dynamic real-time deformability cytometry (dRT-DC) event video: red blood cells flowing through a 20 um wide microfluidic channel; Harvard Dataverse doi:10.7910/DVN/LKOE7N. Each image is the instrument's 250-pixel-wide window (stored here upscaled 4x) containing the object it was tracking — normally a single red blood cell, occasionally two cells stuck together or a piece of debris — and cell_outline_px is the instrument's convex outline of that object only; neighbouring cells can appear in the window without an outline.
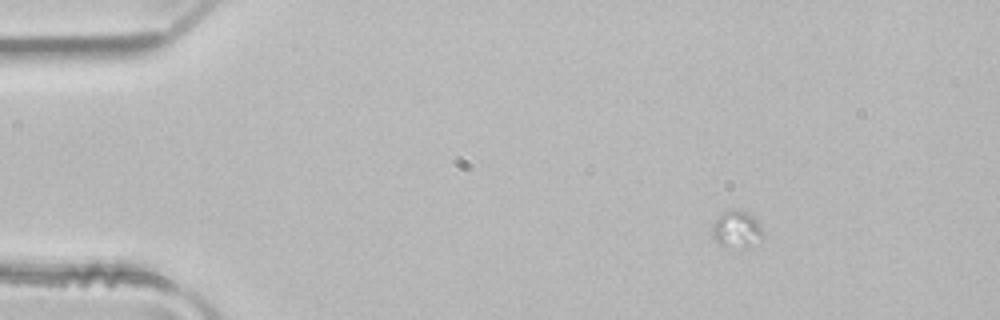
{"species": "common noctule bat (a hibernating species)", "species_latin": "Nyctalus noctula", "temperature_condition": "room temperature", "stored_images_in_passage": 4, "camera_frame_rate_fps": 3000, "um_per_image_px": 0.085, "animal": {"sex": "male", "body_mass_g": 21.5, "forearm_length_mm": 52.0}, "frame": {"image": 1, "passage_image": 2, "time_ms": 0.333, "image_size_px": [1000, 320], "cell_outline_px": [[764, 236], [744, 248], [720, 244], [712, 236], [712, 224], [728, 208], [748, 212], [756, 216], [764, 232]], "centroid_in_image_um": [62.65, 19.44], "position_along_channel_um": 22.4, "area_um2": 10.87}}